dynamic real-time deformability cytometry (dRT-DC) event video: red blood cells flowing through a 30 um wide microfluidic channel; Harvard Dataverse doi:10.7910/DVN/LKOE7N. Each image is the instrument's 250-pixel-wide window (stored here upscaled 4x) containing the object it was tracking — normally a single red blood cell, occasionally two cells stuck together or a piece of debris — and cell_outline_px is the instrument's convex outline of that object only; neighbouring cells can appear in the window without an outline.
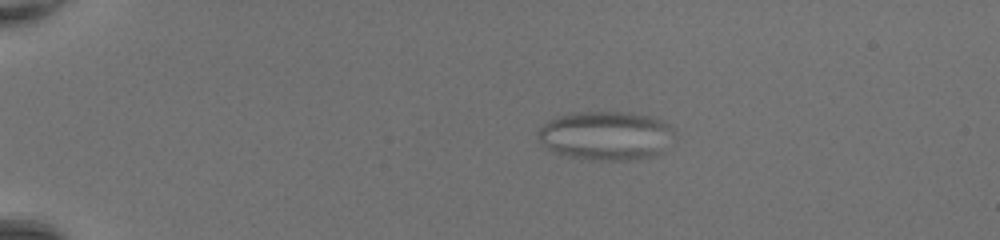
{"species": "common noctule bat (a hibernating species)", "species_latin": "Nyctalus noctula", "temperature_condition": "room temperature", "stored_images_in_passage": 49, "camera_frame_rate_fps": 3000, "um_per_image_px": 0.085, "animal": {"sex": "female", "body_mass_g": 20.0, "forearm_length_mm": 54.0}, "frame": {"image": 1, "passage_image": 8, "time_ms": 2.333, "image_size_px": [1000, 240], "cell_outline_px": [[668, 124], [656, 152], [652, 156], [628, 160], [588, 160], [556, 152], [540, 140], [540, 128], [548, 120], [556, 116], [568, 112], [624, 112], [648, 116], [660, 120]], "centroid_in_image_um": [51.31, 11.5], "position_along_channel_um": 33.7, "area_um2": 36.76}}
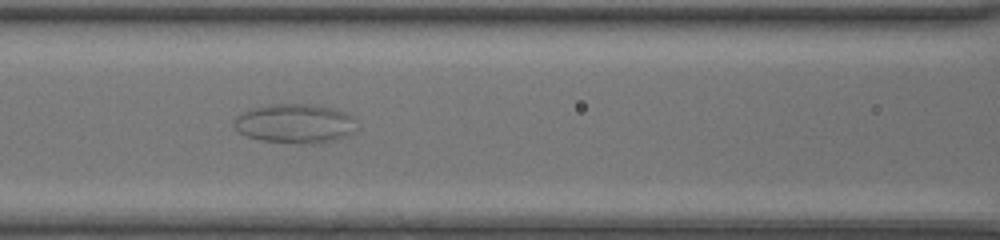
{"frame": {"image": 2, "passage_image": 22, "time_ms": 7.0, "image_size_px": [1000, 240], "cell_outline_px": [[352, 132], [332, 140], [320, 144], [296, 144], [264, 140], [248, 136], [240, 132], [232, 124], [236, 116], [248, 108], [268, 104], [312, 104], [332, 108], [344, 112], [348, 116]], "centroid_in_image_um": [24.94, 10.49], "position_along_channel_um": 141.7, "area_um2": 27.57}}
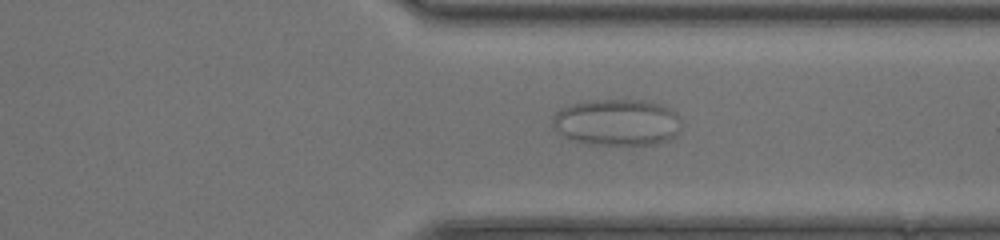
{"frame": {"image": 3, "passage_image": 38, "time_ms": 12.333, "image_size_px": [1000, 240], "cell_outline_px": [[680, 128], [676, 136], [668, 140], [656, 144], [628, 148], [588, 144], [564, 136], [552, 124], [552, 116], [560, 108], [572, 104], [592, 100], [648, 100], [660, 104], [676, 112], [680, 116]], "centroid_in_image_um": [52.5, 10.44], "position_along_channel_um": 358.9, "area_um2": 35.89}}